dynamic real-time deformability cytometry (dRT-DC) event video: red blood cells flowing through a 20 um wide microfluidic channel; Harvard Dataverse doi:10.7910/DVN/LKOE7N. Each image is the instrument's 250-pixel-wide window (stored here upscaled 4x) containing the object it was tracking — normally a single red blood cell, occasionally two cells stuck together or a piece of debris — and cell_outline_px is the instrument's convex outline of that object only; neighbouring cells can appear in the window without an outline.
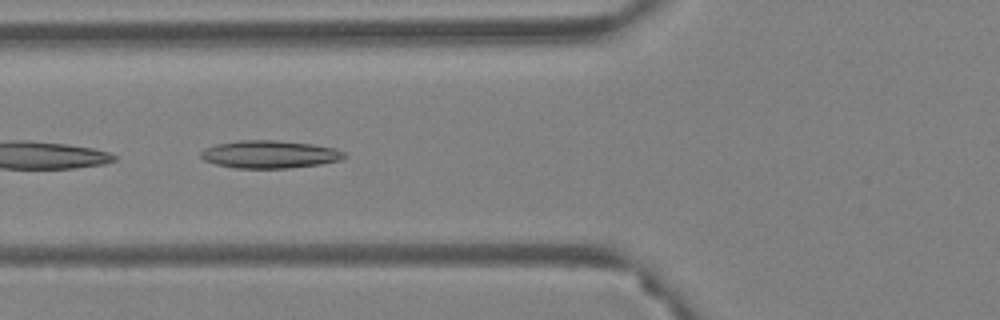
{"species": "Egyptian fruit bat (a non-hibernating species)", "species_latin": "Rousettus aegyptiacus", "temperature_condition": "warm", "stored_images_in_passage": 25, "camera_frame_rate_fps": 3000, "um_per_image_px": 0.085, "animal": {"sex": "female"}, "frame": {"image": 1, "passage_image": 22, "time_ms": 7.0, "image_size_px": [1000, 320], "cell_outline_px": [[348, 156], [340, 160], [320, 164], [288, 168], [236, 168], [216, 164], [204, 160], [200, 156], [200, 152], [216, 144], [240, 140], [276, 140], [312, 144], [336, 148], [344, 152]], "centroid_in_image_um": [22.95, 13.12], "position_along_channel_um": 102.8, "area_um2": 23.12}}